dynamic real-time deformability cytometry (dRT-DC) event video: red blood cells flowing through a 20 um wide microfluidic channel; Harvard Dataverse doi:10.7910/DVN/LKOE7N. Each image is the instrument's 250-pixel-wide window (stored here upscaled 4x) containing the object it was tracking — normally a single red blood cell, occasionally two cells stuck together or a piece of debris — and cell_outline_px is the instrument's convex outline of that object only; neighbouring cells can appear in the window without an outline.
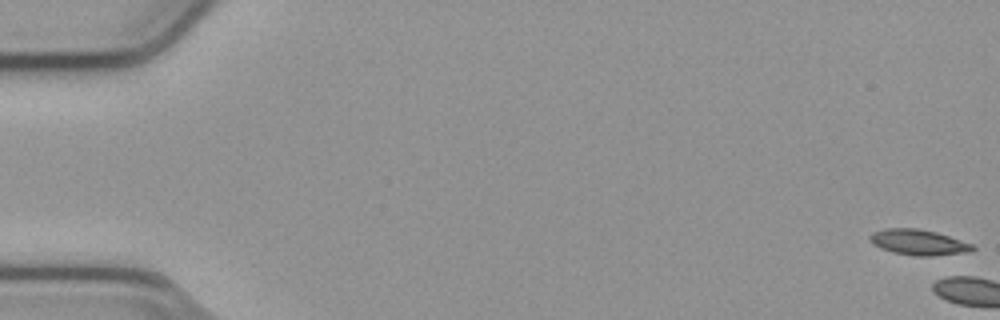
{"species": "common noctule bat (a hibernating species)", "species_latin": "Nyctalus noctula", "temperature_condition": "cold", "stored_images_in_passage": 3, "camera_frame_rate_fps": 3000, "um_per_image_px": 0.085, "animal": {"sex": "male", "body_mass_g": 23.1, "forearm_length_mm": 52.7}, "frame": {"image": 1, "passage_image": 1, "time_ms": 0.0, "image_size_px": [1000, 320], "cell_outline_px": [[976, 248], [972, 252], [932, 256], [916, 256], [892, 252], [880, 248], [872, 244], [868, 240], [868, 236], [872, 232], [884, 228], [916, 228], [936, 232], [972, 244]], "centroid_in_image_um": [78.04, 20.6], "position_along_channel_um": 7.0, "area_um2": 15.49}}